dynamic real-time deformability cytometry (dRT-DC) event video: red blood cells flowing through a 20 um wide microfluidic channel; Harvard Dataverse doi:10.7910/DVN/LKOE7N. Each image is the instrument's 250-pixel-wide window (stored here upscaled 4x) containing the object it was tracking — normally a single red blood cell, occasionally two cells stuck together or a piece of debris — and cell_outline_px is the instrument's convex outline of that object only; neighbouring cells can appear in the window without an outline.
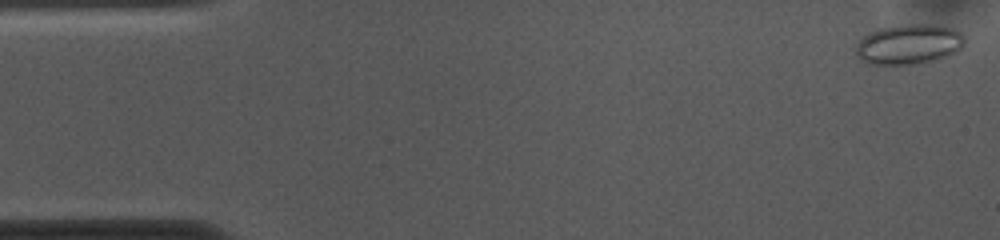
{"species": "common noctule bat (a hibernating species)", "species_latin": "Nyctalus noctula", "temperature_condition": "cold", "stored_images_in_passage": 54, "camera_frame_rate_fps": 3000, "um_per_image_px": 0.085, "animal": {"sex": "female", "body_mass_g": 10.0, "forearm_length_mm": 53.1}, "frame": {"image": 1, "passage_image": 1, "time_ms": 0.0, "image_size_px": [1000, 240], "cell_outline_px": [[964, 44], [956, 52], [948, 56], [936, 60], [920, 64], [868, 64], [860, 60], [856, 56], [856, 44], [868, 32], [876, 28], [904, 24], [936, 24], [952, 28], [960, 32], [964, 36]], "centroid_in_image_um": [77.23, 3.76], "position_along_channel_um": 7.8, "area_um2": 25.84}}
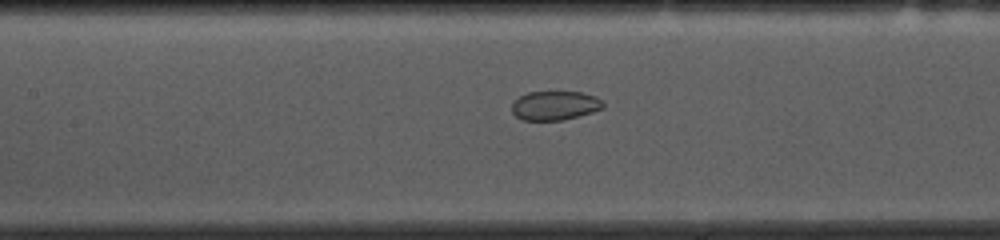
{"frame": {"image": 2, "passage_image": 23, "time_ms": 7.333, "image_size_px": [1000, 240], "cell_outline_px": [[604, 108], [592, 112], [564, 120], [524, 120], [516, 116], [512, 112], [512, 104], [520, 96], [528, 92], [580, 92], [596, 96], [604, 100]], "centroid_in_image_um": [47.2, 8.97], "position_along_channel_um": 160.2, "area_um2": 15.49}}
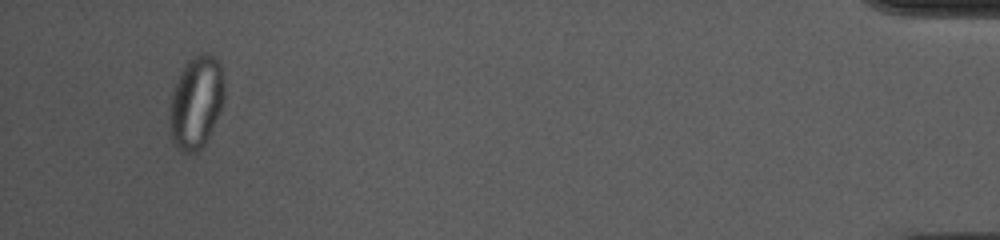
{"frame": {"image": 3, "passage_image": 51, "time_ms": 16.667, "image_size_px": [1000, 240], "cell_outline_px": [[224, 100], [208, 136], [204, 144], [196, 152], [184, 152], [172, 140], [168, 120], [168, 108], [172, 92], [180, 72], [188, 60], [200, 52], [204, 52], [216, 56], [220, 64], [224, 88]], "centroid_in_image_um": [16.65, 8.65], "position_along_channel_um": 418.6, "area_um2": 29.42}}